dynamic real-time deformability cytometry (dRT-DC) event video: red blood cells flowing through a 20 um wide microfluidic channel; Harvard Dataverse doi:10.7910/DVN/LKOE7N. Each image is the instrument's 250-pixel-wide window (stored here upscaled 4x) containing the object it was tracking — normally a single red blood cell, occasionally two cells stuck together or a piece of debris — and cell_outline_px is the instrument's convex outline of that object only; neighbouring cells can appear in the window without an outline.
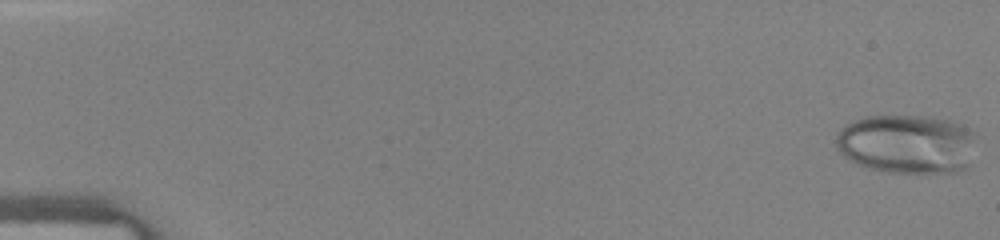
{"species": "human", "species_latin": "Homo sapiens", "temperature_condition": "warm", "stored_images_in_passage": 44, "camera_frame_rate_fps": 3000, "um_per_image_px": 0.085, "donor": {"sex": "female"}, "frame": {"image": 1, "passage_image": 1, "time_ms": 0.0, "image_size_px": [1000, 240], "cell_outline_px": [[976, 136], [968, 168], [960, 172], [888, 172], [872, 168], [860, 164], [844, 156], [836, 148], [836, 136], [840, 128], [864, 116], [928, 116], [948, 120], [960, 124], [976, 132]], "centroid_in_image_um": [77.12, 12.23], "position_along_channel_um": 7.9, "area_um2": 48.38}}
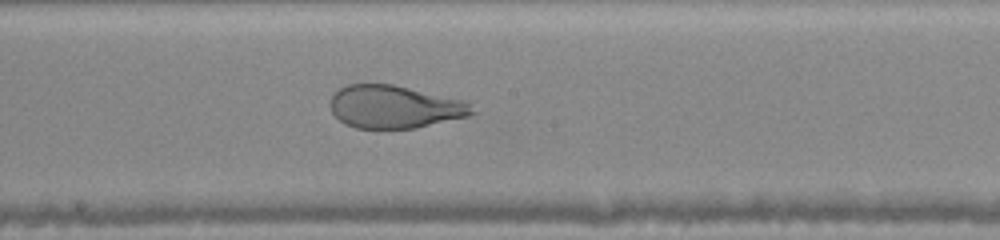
{"frame": {"image": 2, "passage_image": 25, "time_ms": 8.0, "image_size_px": [1000, 240], "cell_outline_px": [[476, 112], [468, 116], [416, 128], [356, 128], [344, 124], [332, 112], [332, 96], [340, 88], [348, 84], [392, 84], [468, 100]], "centroid_in_image_um": [33.6, 9.07], "position_along_channel_um": 214.6, "area_um2": 35.43}}
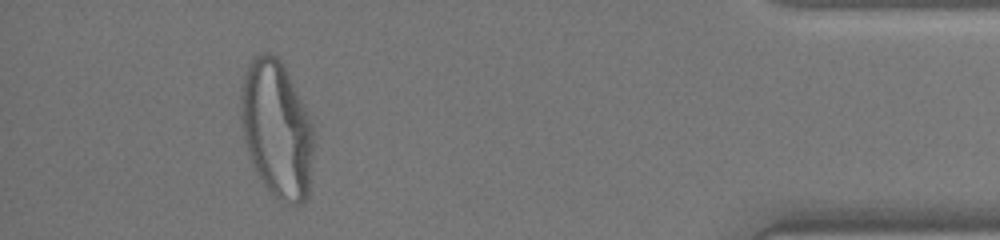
{"frame": {"image": 3, "passage_image": 41, "time_ms": 13.333, "image_size_px": [1000, 240], "cell_outline_px": [[312, 156], [308, 196], [304, 204], [292, 204], [280, 200], [264, 184], [252, 164], [244, 140], [240, 120], [240, 96], [244, 76], [252, 60], [260, 52], [268, 52], [276, 56], [284, 64], [304, 104], [312, 124]], "centroid_in_image_um": [23.51, 10.96], "position_along_channel_um": 411.7, "area_um2": 57.92}}